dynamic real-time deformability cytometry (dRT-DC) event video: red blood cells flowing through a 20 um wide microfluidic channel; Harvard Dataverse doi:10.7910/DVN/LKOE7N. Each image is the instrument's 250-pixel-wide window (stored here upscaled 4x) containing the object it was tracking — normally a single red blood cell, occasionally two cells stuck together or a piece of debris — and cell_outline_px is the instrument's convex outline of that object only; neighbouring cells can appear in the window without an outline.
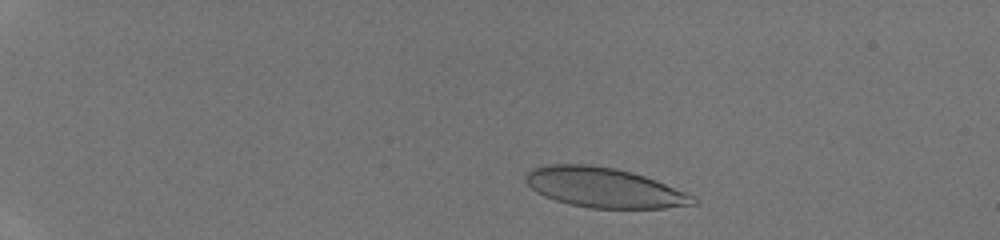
{"species": "human", "species_latin": "Homo sapiens", "temperature_condition": "room temperature", "stored_images_in_passage": 41, "camera_frame_rate_fps": 3000, "um_per_image_px": 0.085, "donor": {"sex": "male"}, "frame": {"image": 1, "passage_image": 5, "time_ms": 1.333, "image_size_px": [1000, 240], "cell_outline_px": [[700, 204], [664, 208], [588, 208], [556, 200], [544, 196], [536, 192], [524, 180], [524, 176], [532, 168], [548, 164], [592, 164], [616, 168], [632, 172], [656, 180], [684, 192], [700, 200]], "centroid_in_image_um": [51.35, 15.94], "position_along_channel_um": 33.7, "area_um2": 38.96}}
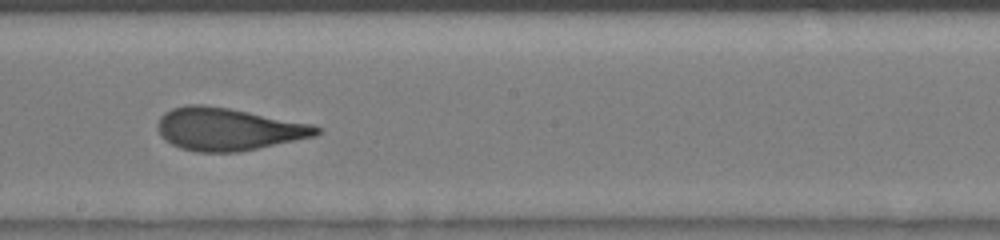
{"frame": {"image": 2, "passage_image": 24, "time_ms": 7.667, "image_size_px": [1000, 240], "cell_outline_px": [[324, 128], [316, 136], [236, 152], [196, 152], [180, 148], [164, 140], [160, 136], [156, 128], [156, 124], [160, 116], [164, 112], [172, 108], [188, 104], [204, 104], [228, 108], [312, 124]], "centroid_in_image_um": [19.34, 10.97], "position_along_channel_um": 228.9, "area_um2": 39.48}}
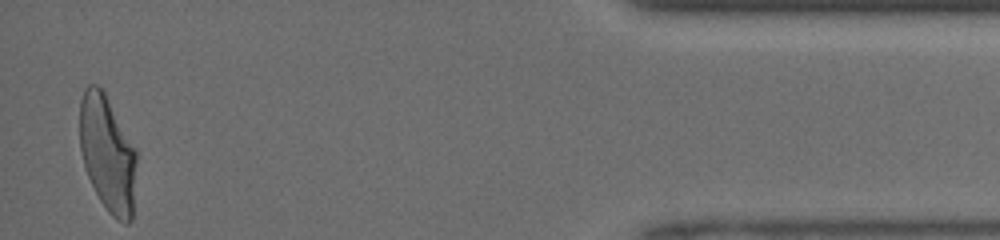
{"frame": {"image": 3, "passage_image": 40, "time_ms": 13.0, "image_size_px": [1000, 240], "cell_outline_px": [[136, 160], [132, 220], [128, 224], [124, 224], [116, 220], [108, 212], [100, 200], [88, 176], [84, 164], [80, 148], [80, 100], [84, 88], [88, 84], [96, 84], [104, 92], [136, 152]], "centroid_in_image_um": [9.12, 13.09], "position_along_channel_um": 426.1, "area_um2": 37.97}}